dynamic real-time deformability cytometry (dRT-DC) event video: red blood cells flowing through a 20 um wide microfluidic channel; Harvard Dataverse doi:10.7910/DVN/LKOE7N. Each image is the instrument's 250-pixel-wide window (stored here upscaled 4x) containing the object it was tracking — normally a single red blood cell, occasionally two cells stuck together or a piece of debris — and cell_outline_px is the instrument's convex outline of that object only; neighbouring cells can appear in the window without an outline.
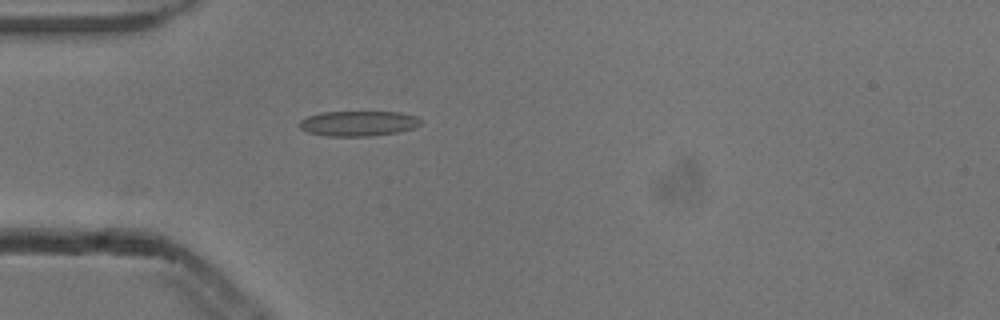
{"species": "common noctule bat (a hibernating species)", "species_latin": "Nyctalus noctula", "temperature_condition": "cold", "stored_images_in_passage": 4, "camera_frame_rate_fps": 3000, "um_per_image_px": 0.085, "animal": {"sex": "male", "body_mass_g": 13.3}, "frame": {"image": 1, "passage_image": 4, "time_ms": 1.0, "image_size_px": [1000, 320], "cell_outline_px": [[420, 124], [412, 128], [400, 132], [368, 136], [328, 136], [308, 132], [300, 128], [296, 124], [300, 120], [308, 116], [320, 112], [400, 112], [416, 116], [420, 120]], "centroid_in_image_um": [30.42, 10.49], "position_along_channel_um": 54.6, "area_um2": 17.8}}